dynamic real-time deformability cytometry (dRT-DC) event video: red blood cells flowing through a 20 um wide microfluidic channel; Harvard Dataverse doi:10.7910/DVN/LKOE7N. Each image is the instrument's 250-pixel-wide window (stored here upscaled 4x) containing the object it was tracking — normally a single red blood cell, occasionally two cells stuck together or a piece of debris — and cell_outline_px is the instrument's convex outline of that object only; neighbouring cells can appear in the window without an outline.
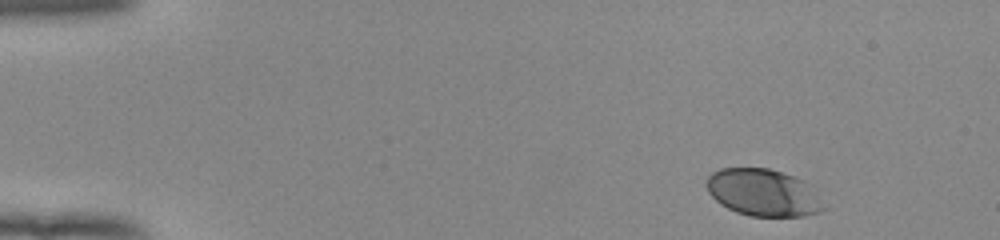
{"species": "human", "species_latin": "Homo sapiens", "temperature_condition": "room temperature", "stored_images_in_passage": 48, "camera_frame_rate_fps": 3000, "um_per_image_px": 0.085, "donor": {"sex": "female"}, "frame": {"image": 1, "passage_image": 1, "time_ms": 0.0, "image_size_px": [1000, 240], "cell_outline_px": [[828, 208], [820, 212], [804, 216], [748, 216], [736, 212], [720, 204], [708, 192], [708, 176], [712, 172], [720, 168], [768, 168], [804, 180], [812, 184]], "centroid_in_image_um": [64.95, 16.38], "position_along_channel_um": 20.1, "area_um2": 32.48}}
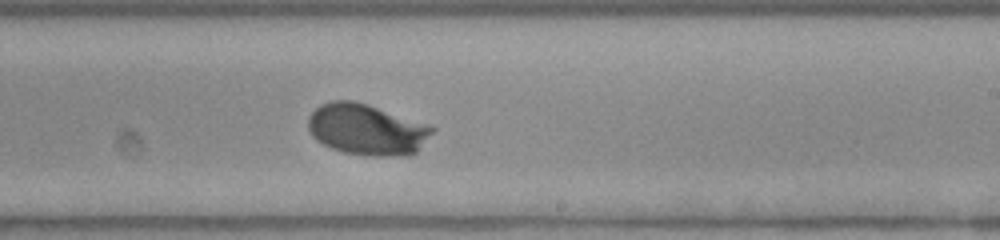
{"frame": {"image": 2, "passage_image": 28, "time_ms": 9.0, "image_size_px": [1000, 240], "cell_outline_px": [[436, 128], [416, 152], [408, 156], [368, 156], [344, 152], [332, 148], [316, 140], [312, 136], [308, 128], [308, 116], [320, 104], [332, 100], [352, 100], [368, 104], [428, 124]], "centroid_in_image_um": [31.16, 11.0], "position_along_channel_um": 257.8, "area_um2": 37.05}}
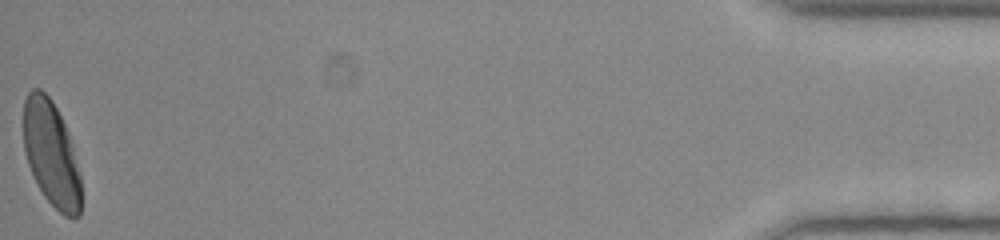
{"frame": {"image": 3, "passage_image": 48, "time_ms": 15.667, "image_size_px": [1000, 240], "cell_outline_px": [[80, 216], [64, 216], [44, 196], [32, 176], [24, 152], [24, 100], [28, 92], [32, 88], [40, 88], [52, 100], [68, 132], [80, 176]], "centroid_in_image_um": [4.33, 13.05], "position_along_channel_um": 430.9, "area_um2": 34.97}, "authors_computed_cell_mechanics": {"area_um2": 35.1135, "velocity_mm_per_s": 3.9161, "shape_relaxation_time_tau1_ms": 2.2798, "shape_relaxation_time_tau2_ms": null, "deformation_change_tau1": 0.1566, "deformation_change_tau2": null}}